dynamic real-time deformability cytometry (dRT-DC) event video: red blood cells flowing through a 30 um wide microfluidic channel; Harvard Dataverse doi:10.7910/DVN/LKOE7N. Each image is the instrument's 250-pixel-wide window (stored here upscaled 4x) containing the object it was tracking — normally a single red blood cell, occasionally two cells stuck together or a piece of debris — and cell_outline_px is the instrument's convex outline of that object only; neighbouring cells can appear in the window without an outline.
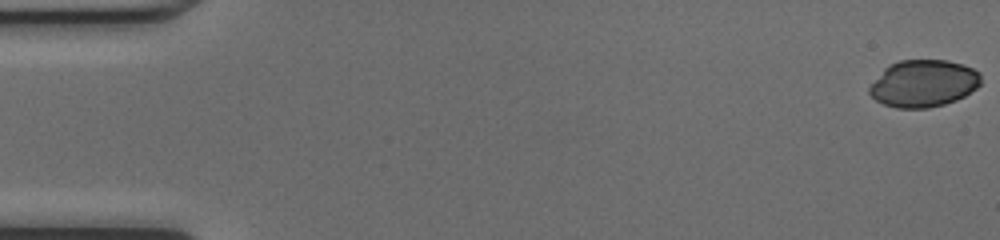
{"species": "common noctule bat (a hibernating species)", "species_latin": "Nyctalus noctula", "temperature_condition": "cold", "stored_images_in_passage": 49, "camera_frame_rate_fps": 3000, "um_per_image_px": 0.085, "animal": {"sex": "female", "body_mass_g": 17.0, "forearm_length_mm": 48.0}, "frame": {"image": 1, "passage_image": 1, "time_ms": 0.0, "image_size_px": [1000, 240], "cell_outline_px": [[980, 84], [976, 88], [964, 96], [956, 100], [944, 104], [928, 108], [896, 108], [884, 104], [876, 100], [868, 92], [868, 88], [884, 68], [888, 64], [900, 60], [948, 60], [972, 68], [980, 72]], "centroid_in_image_um": [78.48, 7.09], "position_along_channel_um": 6.5, "area_um2": 30.58}}